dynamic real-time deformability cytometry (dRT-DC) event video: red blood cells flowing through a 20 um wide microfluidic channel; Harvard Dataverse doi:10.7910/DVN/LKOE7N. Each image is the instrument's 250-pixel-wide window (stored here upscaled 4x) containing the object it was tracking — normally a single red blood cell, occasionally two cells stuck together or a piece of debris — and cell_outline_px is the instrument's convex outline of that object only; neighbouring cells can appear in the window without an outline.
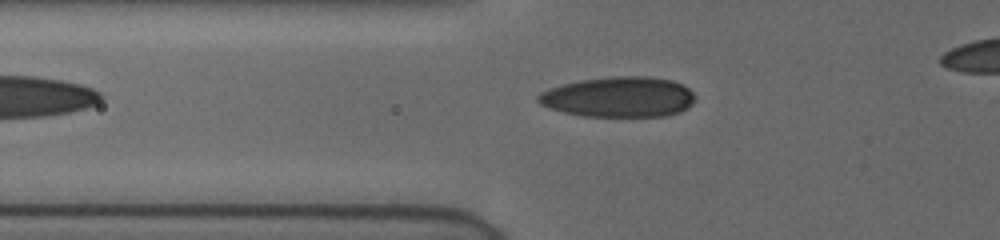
{"species": "human", "species_latin": "Homo sapiens", "temperature_condition": "cold", "stored_images_in_passage": 33, "camera_frame_rate_fps": 3000, "um_per_image_px": 0.085, "donor": {"sex": "female"}, "frame": {"image": 1, "passage_image": 2, "time_ms": 0.333, "image_size_px": [1000, 240], "cell_outline_px": [[696, 96], [692, 104], [688, 108], [680, 112], [664, 116], [580, 116], [564, 112], [540, 104], [536, 100], [536, 96], [540, 92], [564, 84], [580, 80], [612, 76], [648, 76], [672, 80], [688, 88]], "centroid_in_image_um": [52.62, 8.24], "position_along_channel_um": 73.2, "area_um2": 36.93}}
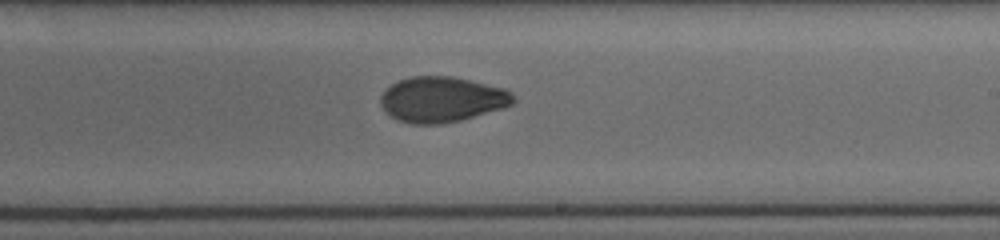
{"frame": {"image": 2, "passage_image": 16, "time_ms": 5.0, "image_size_px": [1000, 240], "cell_outline_px": [[516, 100], [512, 104], [500, 108], [460, 120], [440, 124], [412, 124], [400, 120], [392, 116], [380, 104], [380, 96], [392, 84], [400, 80], [412, 76], [452, 76], [504, 88], [512, 92]], "centroid_in_image_um": [37.57, 8.44], "position_along_channel_um": 251.4, "area_um2": 34.68}}
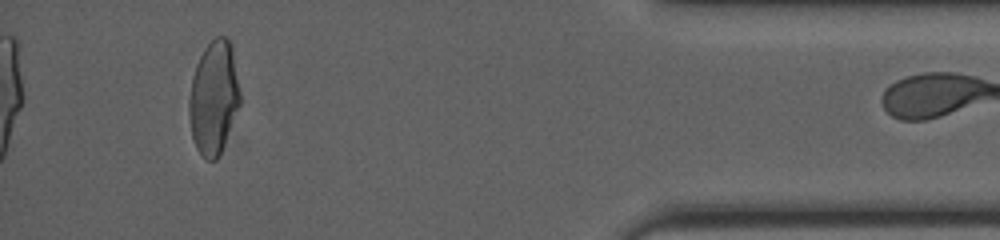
{"frame": {"image": 3, "passage_image": 32, "time_ms": 10.333, "image_size_px": [1000, 240], "cell_outline_px": [[240, 104], [224, 144], [216, 160], [208, 160], [196, 148], [192, 136], [188, 112], [188, 100], [192, 80], [196, 64], [204, 48], [216, 36], [224, 36], [232, 44], [240, 92]], "centroid_in_image_um": [18.17, 8.27], "position_along_channel_um": 417.0, "area_um2": 33.52}}